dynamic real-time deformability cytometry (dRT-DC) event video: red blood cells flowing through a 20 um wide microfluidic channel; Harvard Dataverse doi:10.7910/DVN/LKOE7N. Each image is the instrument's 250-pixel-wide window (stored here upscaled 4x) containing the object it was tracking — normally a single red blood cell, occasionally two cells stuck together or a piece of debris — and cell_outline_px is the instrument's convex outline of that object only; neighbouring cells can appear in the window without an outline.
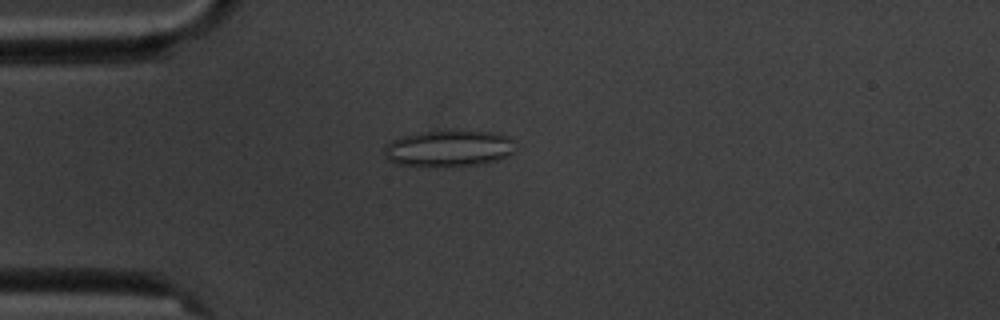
{"species": "common noctule bat (a hibernating species)", "species_latin": "Nyctalus noctula", "temperature_condition": "cold", "stored_images_in_passage": 5, "camera_frame_rate_fps": 3000, "um_per_image_px": 0.085, "animal": {"sex": "male", "body_mass_g": 20.1, "forearm_length_mm": 53.5}, "frame": {"image": 1, "passage_image": 5, "time_ms": 4.667, "image_size_px": [1000, 320], "cell_outline_px": [[516, 152], [508, 156], [496, 160], [480, 164], [396, 164], [388, 160], [384, 156], [384, 148], [392, 140], [404, 136], [420, 132], [496, 132], [508, 136], [512, 140]], "centroid_in_image_um": [38.18, 12.6], "position_along_channel_um": 46.8, "area_um2": 26.7}}